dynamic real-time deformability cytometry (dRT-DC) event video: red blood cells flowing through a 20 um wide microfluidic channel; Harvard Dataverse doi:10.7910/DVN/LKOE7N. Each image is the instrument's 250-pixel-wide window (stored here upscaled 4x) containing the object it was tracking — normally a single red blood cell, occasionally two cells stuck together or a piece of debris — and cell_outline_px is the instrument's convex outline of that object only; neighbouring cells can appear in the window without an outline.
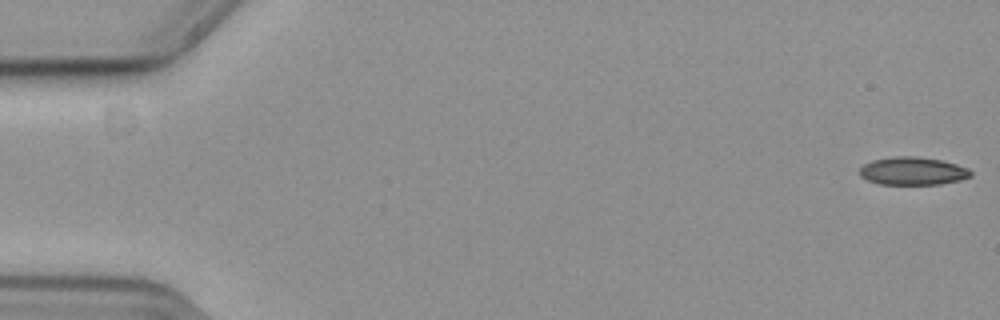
{"species": "common noctule bat (a hibernating species)", "species_latin": "Nyctalus noctula", "temperature_condition": "cold", "stored_images_in_passage": 57, "camera_frame_rate_fps": 3000, "um_per_image_px": 0.085, "animal": {"sex": "female", "body_mass_g": 19.3, "forearm_length_mm": 54.1}, "frame": {"image": 1, "passage_image": 1, "time_ms": 0.0, "image_size_px": [1000, 320], "cell_outline_px": [[972, 176], [960, 180], [940, 184], [880, 184], [868, 180], [860, 176], [860, 168], [864, 164], [872, 160], [892, 156], [916, 156], [940, 160], [956, 164], [968, 168], [972, 172]], "centroid_in_image_um": [77.58, 14.53], "position_along_channel_um": 7.4, "area_um2": 18.09}}
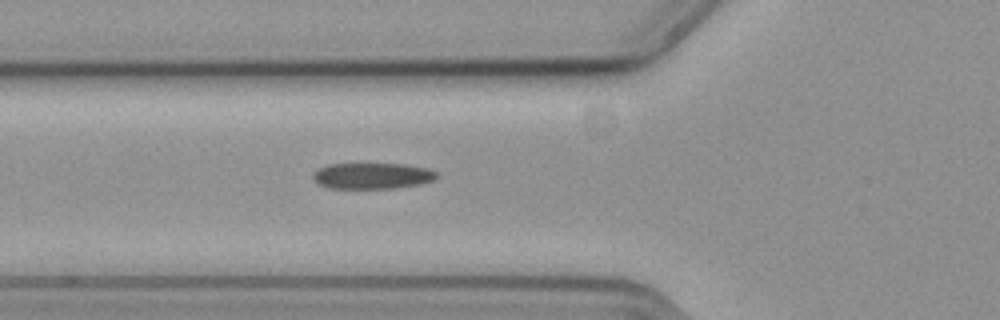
{"frame": {"image": 2, "passage_image": 21, "time_ms": 6.667, "image_size_px": [1000, 320], "cell_outline_px": [[436, 176], [432, 180], [420, 184], [392, 188], [328, 188], [312, 180], [312, 172], [328, 164], [404, 164], [428, 168], [436, 172]], "centroid_in_image_um": [31.59, 14.94], "position_along_channel_um": 94.2, "area_um2": 18.67}}
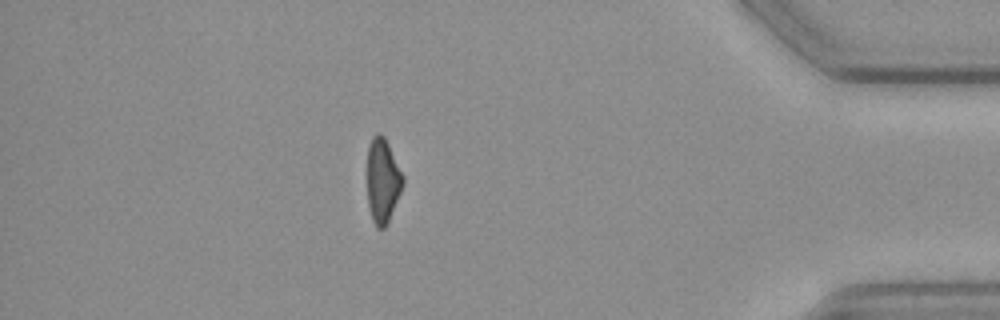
{"frame": {"image": 3, "passage_image": 50, "time_ms": 16.333, "image_size_px": [1000, 320], "cell_outline_px": [[404, 184], [388, 224], [384, 228], [376, 228], [372, 220], [368, 204], [368, 144], [372, 136], [376, 132], [380, 132], [384, 136], [404, 176]], "centroid_in_image_um": [32.53, 15.36], "position_along_channel_um": 402.7, "area_um2": 17.74}, "authors_computed_cell_mechanics": {"area_um2": 19.074, "velocity_mm_per_s": 3.6558, "shape_relaxation_time_tau1_ms": 5.3928, "shape_relaxation_time_tau2_ms": 5.0517, "deformation_change_tau1": 0.1345, "deformation_change_tau2": 0.1266}}